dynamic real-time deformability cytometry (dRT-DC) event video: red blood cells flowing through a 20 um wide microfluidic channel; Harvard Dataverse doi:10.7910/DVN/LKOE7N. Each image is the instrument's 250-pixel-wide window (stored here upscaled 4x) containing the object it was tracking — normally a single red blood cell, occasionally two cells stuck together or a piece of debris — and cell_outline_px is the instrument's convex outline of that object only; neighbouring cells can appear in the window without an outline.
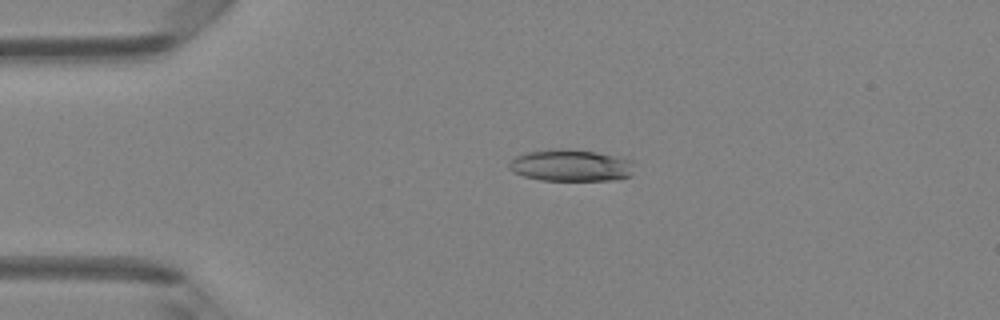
{"species": "Egyptian fruit bat (a non-hibernating species)", "species_latin": "Rousettus aegyptiacus", "temperature_condition": "room temperature", "stored_images_in_passage": 3, "camera_frame_rate_fps": 3000, "um_per_image_px": 0.085, "animal": {"sex": "female"}, "frame": {"image": 1, "passage_image": 1, "time_ms": 0.0, "image_size_px": [1000, 320], "cell_outline_px": [[632, 176], [616, 180], [540, 180], [524, 176], [512, 172], [508, 168], [508, 164], [516, 156], [524, 152], [552, 148], [568, 148], [596, 152], [632, 160]], "centroid_in_image_um": [48.48, 14.05], "position_along_channel_um": 36.5, "area_um2": 23.47}}
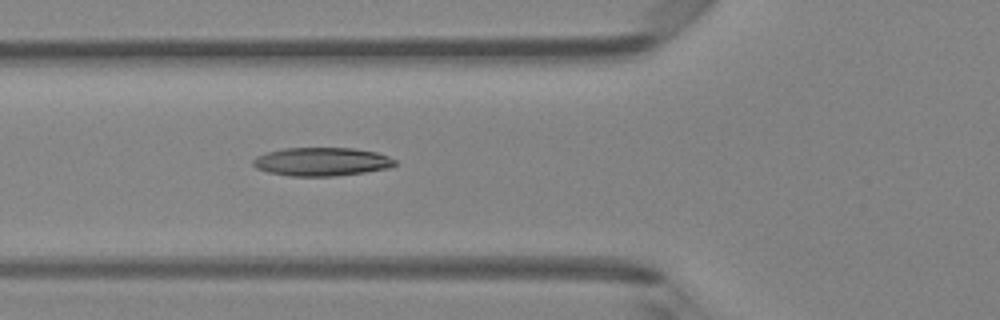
{"frame": {"image": 2, "passage_image": 3, "time_ms": 0.667, "image_size_px": [1000, 320], "cell_outline_px": [[396, 164], [392, 168], [336, 176], [288, 176], [268, 172], [256, 168], [252, 164], [252, 160], [256, 156], [268, 152], [284, 148], [356, 148], [376, 152], [388, 156], [396, 160]], "centroid_in_image_um": [27.36, 13.74], "position_along_channel_um": 98.4, "area_um2": 23.7}}